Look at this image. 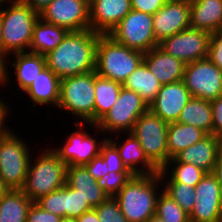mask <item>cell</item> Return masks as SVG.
Instances as JSON below:
<instances>
[{"label": "cell", "instance_id": "1", "mask_svg": "<svg viewBox=\"0 0 222 222\" xmlns=\"http://www.w3.org/2000/svg\"><path fill=\"white\" fill-rule=\"evenodd\" d=\"M100 33L91 29L69 31L62 42L45 55L46 66L60 79L95 70Z\"/></svg>", "mask_w": 222, "mask_h": 222}, {"label": "cell", "instance_id": "2", "mask_svg": "<svg viewBox=\"0 0 222 222\" xmlns=\"http://www.w3.org/2000/svg\"><path fill=\"white\" fill-rule=\"evenodd\" d=\"M161 183L159 173L134 175L118 192L114 198L129 222H146L155 214Z\"/></svg>", "mask_w": 222, "mask_h": 222}, {"label": "cell", "instance_id": "3", "mask_svg": "<svg viewBox=\"0 0 222 222\" xmlns=\"http://www.w3.org/2000/svg\"><path fill=\"white\" fill-rule=\"evenodd\" d=\"M6 6L0 9L2 54L9 60L11 54L29 51L39 13L20 0H14Z\"/></svg>", "mask_w": 222, "mask_h": 222}, {"label": "cell", "instance_id": "4", "mask_svg": "<svg viewBox=\"0 0 222 222\" xmlns=\"http://www.w3.org/2000/svg\"><path fill=\"white\" fill-rule=\"evenodd\" d=\"M144 53L100 34L96 45L95 72L99 76L124 84L143 62Z\"/></svg>", "mask_w": 222, "mask_h": 222}, {"label": "cell", "instance_id": "5", "mask_svg": "<svg viewBox=\"0 0 222 222\" xmlns=\"http://www.w3.org/2000/svg\"><path fill=\"white\" fill-rule=\"evenodd\" d=\"M37 156L30 160L24 185L20 189L32 202L62 188L67 176L68 165L50 148Z\"/></svg>", "mask_w": 222, "mask_h": 222}, {"label": "cell", "instance_id": "6", "mask_svg": "<svg viewBox=\"0 0 222 222\" xmlns=\"http://www.w3.org/2000/svg\"><path fill=\"white\" fill-rule=\"evenodd\" d=\"M95 70L61 79L58 108L67 110L78 121L93 126L95 105Z\"/></svg>", "mask_w": 222, "mask_h": 222}, {"label": "cell", "instance_id": "7", "mask_svg": "<svg viewBox=\"0 0 222 222\" xmlns=\"http://www.w3.org/2000/svg\"><path fill=\"white\" fill-rule=\"evenodd\" d=\"M14 132L8 128L0 137V179L9 189H21L33 154Z\"/></svg>", "mask_w": 222, "mask_h": 222}, {"label": "cell", "instance_id": "8", "mask_svg": "<svg viewBox=\"0 0 222 222\" xmlns=\"http://www.w3.org/2000/svg\"><path fill=\"white\" fill-rule=\"evenodd\" d=\"M169 123L149 109L143 113L131 131L138 139L147 159L158 169L168 162L167 133Z\"/></svg>", "mask_w": 222, "mask_h": 222}, {"label": "cell", "instance_id": "9", "mask_svg": "<svg viewBox=\"0 0 222 222\" xmlns=\"http://www.w3.org/2000/svg\"><path fill=\"white\" fill-rule=\"evenodd\" d=\"M148 109L149 106L140 95L122 86L114 105L97 124H93V127L101 133L123 132L125 135L132 131L138 118Z\"/></svg>", "mask_w": 222, "mask_h": 222}, {"label": "cell", "instance_id": "10", "mask_svg": "<svg viewBox=\"0 0 222 222\" xmlns=\"http://www.w3.org/2000/svg\"><path fill=\"white\" fill-rule=\"evenodd\" d=\"M128 48L148 52L158 47L153 29V15L131 10L108 34Z\"/></svg>", "mask_w": 222, "mask_h": 222}, {"label": "cell", "instance_id": "11", "mask_svg": "<svg viewBox=\"0 0 222 222\" xmlns=\"http://www.w3.org/2000/svg\"><path fill=\"white\" fill-rule=\"evenodd\" d=\"M182 81L194 98L212 101L222 95V71L209 58L186 64Z\"/></svg>", "mask_w": 222, "mask_h": 222}, {"label": "cell", "instance_id": "12", "mask_svg": "<svg viewBox=\"0 0 222 222\" xmlns=\"http://www.w3.org/2000/svg\"><path fill=\"white\" fill-rule=\"evenodd\" d=\"M210 33L188 28L159 43L158 47L186 64L208 58Z\"/></svg>", "mask_w": 222, "mask_h": 222}, {"label": "cell", "instance_id": "13", "mask_svg": "<svg viewBox=\"0 0 222 222\" xmlns=\"http://www.w3.org/2000/svg\"><path fill=\"white\" fill-rule=\"evenodd\" d=\"M39 17L68 31L90 29L89 0H53Z\"/></svg>", "mask_w": 222, "mask_h": 222}, {"label": "cell", "instance_id": "14", "mask_svg": "<svg viewBox=\"0 0 222 222\" xmlns=\"http://www.w3.org/2000/svg\"><path fill=\"white\" fill-rule=\"evenodd\" d=\"M82 122H76V132H72L66 137L64 145L59 149L56 147L51 150L58 158L68 166H82L88 164L94 157L100 154L101 145L107 139L104 136L100 142L91 134L85 132ZM82 129V130H81ZM99 142V143H98Z\"/></svg>", "mask_w": 222, "mask_h": 222}, {"label": "cell", "instance_id": "15", "mask_svg": "<svg viewBox=\"0 0 222 222\" xmlns=\"http://www.w3.org/2000/svg\"><path fill=\"white\" fill-rule=\"evenodd\" d=\"M195 194L190 222H222V194L212 173H206L195 186Z\"/></svg>", "mask_w": 222, "mask_h": 222}, {"label": "cell", "instance_id": "16", "mask_svg": "<svg viewBox=\"0 0 222 222\" xmlns=\"http://www.w3.org/2000/svg\"><path fill=\"white\" fill-rule=\"evenodd\" d=\"M190 28V0H167L153 15L156 42Z\"/></svg>", "mask_w": 222, "mask_h": 222}, {"label": "cell", "instance_id": "17", "mask_svg": "<svg viewBox=\"0 0 222 222\" xmlns=\"http://www.w3.org/2000/svg\"><path fill=\"white\" fill-rule=\"evenodd\" d=\"M35 203L47 212L64 218H78L84 212L93 209L87 200L67 183L48 195L42 196Z\"/></svg>", "mask_w": 222, "mask_h": 222}, {"label": "cell", "instance_id": "18", "mask_svg": "<svg viewBox=\"0 0 222 222\" xmlns=\"http://www.w3.org/2000/svg\"><path fill=\"white\" fill-rule=\"evenodd\" d=\"M192 98L183 81L162 85L149 110L167 123L177 122L182 109Z\"/></svg>", "mask_w": 222, "mask_h": 222}, {"label": "cell", "instance_id": "19", "mask_svg": "<svg viewBox=\"0 0 222 222\" xmlns=\"http://www.w3.org/2000/svg\"><path fill=\"white\" fill-rule=\"evenodd\" d=\"M131 10L130 0H89L90 29L109 34Z\"/></svg>", "mask_w": 222, "mask_h": 222}, {"label": "cell", "instance_id": "20", "mask_svg": "<svg viewBox=\"0 0 222 222\" xmlns=\"http://www.w3.org/2000/svg\"><path fill=\"white\" fill-rule=\"evenodd\" d=\"M143 62L162 85L183 80L186 63L166 54L159 47L144 53Z\"/></svg>", "mask_w": 222, "mask_h": 222}, {"label": "cell", "instance_id": "21", "mask_svg": "<svg viewBox=\"0 0 222 222\" xmlns=\"http://www.w3.org/2000/svg\"><path fill=\"white\" fill-rule=\"evenodd\" d=\"M220 148V136L208 134L202 140L179 152L174 159L212 173Z\"/></svg>", "mask_w": 222, "mask_h": 222}, {"label": "cell", "instance_id": "22", "mask_svg": "<svg viewBox=\"0 0 222 222\" xmlns=\"http://www.w3.org/2000/svg\"><path fill=\"white\" fill-rule=\"evenodd\" d=\"M125 137L127 138L121 144L120 142L118 144L114 140L115 138L112 139V135L107 138L118 149L122 162L127 169L134 175L157 174L159 170L147 159L138 139L131 132H127V136Z\"/></svg>", "mask_w": 222, "mask_h": 222}, {"label": "cell", "instance_id": "23", "mask_svg": "<svg viewBox=\"0 0 222 222\" xmlns=\"http://www.w3.org/2000/svg\"><path fill=\"white\" fill-rule=\"evenodd\" d=\"M222 0H190V28L210 34L220 30Z\"/></svg>", "mask_w": 222, "mask_h": 222}, {"label": "cell", "instance_id": "24", "mask_svg": "<svg viewBox=\"0 0 222 222\" xmlns=\"http://www.w3.org/2000/svg\"><path fill=\"white\" fill-rule=\"evenodd\" d=\"M66 183L76 189L77 193L87 200L92 208L97 207L108 198L84 165L67 166Z\"/></svg>", "mask_w": 222, "mask_h": 222}, {"label": "cell", "instance_id": "25", "mask_svg": "<svg viewBox=\"0 0 222 222\" xmlns=\"http://www.w3.org/2000/svg\"><path fill=\"white\" fill-rule=\"evenodd\" d=\"M61 79L47 66L38 74L32 84L23 92L27 93L34 105H54L59 103Z\"/></svg>", "mask_w": 222, "mask_h": 222}, {"label": "cell", "instance_id": "26", "mask_svg": "<svg viewBox=\"0 0 222 222\" xmlns=\"http://www.w3.org/2000/svg\"><path fill=\"white\" fill-rule=\"evenodd\" d=\"M16 59L11 60L12 69L15 70L18 90L24 92L37 78L38 74L46 67L45 56L32 52H19L13 55Z\"/></svg>", "mask_w": 222, "mask_h": 222}, {"label": "cell", "instance_id": "27", "mask_svg": "<svg viewBox=\"0 0 222 222\" xmlns=\"http://www.w3.org/2000/svg\"><path fill=\"white\" fill-rule=\"evenodd\" d=\"M68 32L66 28L48 23L39 17L34 24L29 52L47 55L62 42Z\"/></svg>", "mask_w": 222, "mask_h": 222}, {"label": "cell", "instance_id": "28", "mask_svg": "<svg viewBox=\"0 0 222 222\" xmlns=\"http://www.w3.org/2000/svg\"><path fill=\"white\" fill-rule=\"evenodd\" d=\"M207 135L205 131L192 125L181 122L169 123L167 133L168 161Z\"/></svg>", "mask_w": 222, "mask_h": 222}, {"label": "cell", "instance_id": "29", "mask_svg": "<svg viewBox=\"0 0 222 222\" xmlns=\"http://www.w3.org/2000/svg\"><path fill=\"white\" fill-rule=\"evenodd\" d=\"M161 86L162 84L156 79L144 62L129 75L127 81L123 84V87L126 89L140 95L148 106L157 97Z\"/></svg>", "mask_w": 222, "mask_h": 222}, {"label": "cell", "instance_id": "30", "mask_svg": "<svg viewBox=\"0 0 222 222\" xmlns=\"http://www.w3.org/2000/svg\"><path fill=\"white\" fill-rule=\"evenodd\" d=\"M122 86V84L99 76L95 72L94 124H97L114 105Z\"/></svg>", "mask_w": 222, "mask_h": 222}, {"label": "cell", "instance_id": "31", "mask_svg": "<svg viewBox=\"0 0 222 222\" xmlns=\"http://www.w3.org/2000/svg\"><path fill=\"white\" fill-rule=\"evenodd\" d=\"M32 203L20 189H9L0 199V222H27Z\"/></svg>", "mask_w": 222, "mask_h": 222}, {"label": "cell", "instance_id": "32", "mask_svg": "<svg viewBox=\"0 0 222 222\" xmlns=\"http://www.w3.org/2000/svg\"><path fill=\"white\" fill-rule=\"evenodd\" d=\"M177 122L192 125L212 134V106L210 101L192 97L181 111Z\"/></svg>", "mask_w": 222, "mask_h": 222}, {"label": "cell", "instance_id": "33", "mask_svg": "<svg viewBox=\"0 0 222 222\" xmlns=\"http://www.w3.org/2000/svg\"><path fill=\"white\" fill-rule=\"evenodd\" d=\"M158 173L162 182H178L195 187L207 172L193 164L177 162L171 158Z\"/></svg>", "mask_w": 222, "mask_h": 222}, {"label": "cell", "instance_id": "34", "mask_svg": "<svg viewBox=\"0 0 222 222\" xmlns=\"http://www.w3.org/2000/svg\"><path fill=\"white\" fill-rule=\"evenodd\" d=\"M162 186H164L162 190L190 215L197 198L195 187L183 183L165 181Z\"/></svg>", "mask_w": 222, "mask_h": 222}, {"label": "cell", "instance_id": "35", "mask_svg": "<svg viewBox=\"0 0 222 222\" xmlns=\"http://www.w3.org/2000/svg\"><path fill=\"white\" fill-rule=\"evenodd\" d=\"M155 215L162 218L164 222H190L189 214L163 190L157 199Z\"/></svg>", "mask_w": 222, "mask_h": 222}, {"label": "cell", "instance_id": "36", "mask_svg": "<svg viewBox=\"0 0 222 222\" xmlns=\"http://www.w3.org/2000/svg\"><path fill=\"white\" fill-rule=\"evenodd\" d=\"M134 176L132 172H110L97 180L98 185L108 197H115L125 184Z\"/></svg>", "mask_w": 222, "mask_h": 222}, {"label": "cell", "instance_id": "37", "mask_svg": "<svg viewBox=\"0 0 222 222\" xmlns=\"http://www.w3.org/2000/svg\"><path fill=\"white\" fill-rule=\"evenodd\" d=\"M94 209L100 222H129L120 211L119 204L114 197H108Z\"/></svg>", "mask_w": 222, "mask_h": 222}, {"label": "cell", "instance_id": "38", "mask_svg": "<svg viewBox=\"0 0 222 222\" xmlns=\"http://www.w3.org/2000/svg\"><path fill=\"white\" fill-rule=\"evenodd\" d=\"M100 155L106 160L110 172H131L123 164L119 151L116 146L107 138L101 145Z\"/></svg>", "mask_w": 222, "mask_h": 222}, {"label": "cell", "instance_id": "39", "mask_svg": "<svg viewBox=\"0 0 222 222\" xmlns=\"http://www.w3.org/2000/svg\"><path fill=\"white\" fill-rule=\"evenodd\" d=\"M208 58L222 71V32L210 35Z\"/></svg>", "mask_w": 222, "mask_h": 222}, {"label": "cell", "instance_id": "40", "mask_svg": "<svg viewBox=\"0 0 222 222\" xmlns=\"http://www.w3.org/2000/svg\"><path fill=\"white\" fill-rule=\"evenodd\" d=\"M62 217L40 208L35 202L27 212V222H60Z\"/></svg>", "mask_w": 222, "mask_h": 222}, {"label": "cell", "instance_id": "41", "mask_svg": "<svg viewBox=\"0 0 222 222\" xmlns=\"http://www.w3.org/2000/svg\"><path fill=\"white\" fill-rule=\"evenodd\" d=\"M167 0H130L131 9L154 15Z\"/></svg>", "mask_w": 222, "mask_h": 222}, {"label": "cell", "instance_id": "42", "mask_svg": "<svg viewBox=\"0 0 222 222\" xmlns=\"http://www.w3.org/2000/svg\"><path fill=\"white\" fill-rule=\"evenodd\" d=\"M212 106V134L222 133V95L210 101Z\"/></svg>", "mask_w": 222, "mask_h": 222}, {"label": "cell", "instance_id": "43", "mask_svg": "<svg viewBox=\"0 0 222 222\" xmlns=\"http://www.w3.org/2000/svg\"><path fill=\"white\" fill-rule=\"evenodd\" d=\"M88 172L93 176V178L97 181L102 176L108 174L107 171L108 165L105 159L99 154L94 157L88 164L84 165Z\"/></svg>", "mask_w": 222, "mask_h": 222}, {"label": "cell", "instance_id": "44", "mask_svg": "<svg viewBox=\"0 0 222 222\" xmlns=\"http://www.w3.org/2000/svg\"><path fill=\"white\" fill-rule=\"evenodd\" d=\"M6 62V57L0 52V86L2 87H4L7 83H10V72L8 71L9 69H7L8 64Z\"/></svg>", "mask_w": 222, "mask_h": 222}, {"label": "cell", "instance_id": "45", "mask_svg": "<svg viewBox=\"0 0 222 222\" xmlns=\"http://www.w3.org/2000/svg\"><path fill=\"white\" fill-rule=\"evenodd\" d=\"M212 174L215 176L222 194V148H220L217 155L216 163L213 168Z\"/></svg>", "mask_w": 222, "mask_h": 222}, {"label": "cell", "instance_id": "46", "mask_svg": "<svg viewBox=\"0 0 222 222\" xmlns=\"http://www.w3.org/2000/svg\"><path fill=\"white\" fill-rule=\"evenodd\" d=\"M25 4H28L34 11L40 13L46 6H48L53 0H20Z\"/></svg>", "mask_w": 222, "mask_h": 222}, {"label": "cell", "instance_id": "47", "mask_svg": "<svg viewBox=\"0 0 222 222\" xmlns=\"http://www.w3.org/2000/svg\"><path fill=\"white\" fill-rule=\"evenodd\" d=\"M77 222H100V220L97 216L96 210L93 208L78 217Z\"/></svg>", "mask_w": 222, "mask_h": 222}, {"label": "cell", "instance_id": "48", "mask_svg": "<svg viewBox=\"0 0 222 222\" xmlns=\"http://www.w3.org/2000/svg\"><path fill=\"white\" fill-rule=\"evenodd\" d=\"M2 98H0V124H6L4 123L6 119H8L7 116L8 114H10L8 105H6L4 102V100H1ZM3 101V102H2Z\"/></svg>", "mask_w": 222, "mask_h": 222}, {"label": "cell", "instance_id": "49", "mask_svg": "<svg viewBox=\"0 0 222 222\" xmlns=\"http://www.w3.org/2000/svg\"><path fill=\"white\" fill-rule=\"evenodd\" d=\"M9 188L0 179V199L8 192Z\"/></svg>", "mask_w": 222, "mask_h": 222}, {"label": "cell", "instance_id": "50", "mask_svg": "<svg viewBox=\"0 0 222 222\" xmlns=\"http://www.w3.org/2000/svg\"><path fill=\"white\" fill-rule=\"evenodd\" d=\"M146 222H164L162 220V218H160L159 216L157 215H153L151 218H149Z\"/></svg>", "mask_w": 222, "mask_h": 222}, {"label": "cell", "instance_id": "51", "mask_svg": "<svg viewBox=\"0 0 222 222\" xmlns=\"http://www.w3.org/2000/svg\"><path fill=\"white\" fill-rule=\"evenodd\" d=\"M0 52L2 53V22L0 16Z\"/></svg>", "mask_w": 222, "mask_h": 222}, {"label": "cell", "instance_id": "52", "mask_svg": "<svg viewBox=\"0 0 222 222\" xmlns=\"http://www.w3.org/2000/svg\"><path fill=\"white\" fill-rule=\"evenodd\" d=\"M8 128L5 124H0V137Z\"/></svg>", "mask_w": 222, "mask_h": 222}, {"label": "cell", "instance_id": "53", "mask_svg": "<svg viewBox=\"0 0 222 222\" xmlns=\"http://www.w3.org/2000/svg\"><path fill=\"white\" fill-rule=\"evenodd\" d=\"M60 222H77L76 218H62Z\"/></svg>", "mask_w": 222, "mask_h": 222}, {"label": "cell", "instance_id": "54", "mask_svg": "<svg viewBox=\"0 0 222 222\" xmlns=\"http://www.w3.org/2000/svg\"><path fill=\"white\" fill-rule=\"evenodd\" d=\"M14 0H0V7L4 4V5H6V4H8V3H11V2H13Z\"/></svg>", "mask_w": 222, "mask_h": 222}, {"label": "cell", "instance_id": "55", "mask_svg": "<svg viewBox=\"0 0 222 222\" xmlns=\"http://www.w3.org/2000/svg\"><path fill=\"white\" fill-rule=\"evenodd\" d=\"M219 136H220V147L222 148V133Z\"/></svg>", "mask_w": 222, "mask_h": 222}]
</instances>
